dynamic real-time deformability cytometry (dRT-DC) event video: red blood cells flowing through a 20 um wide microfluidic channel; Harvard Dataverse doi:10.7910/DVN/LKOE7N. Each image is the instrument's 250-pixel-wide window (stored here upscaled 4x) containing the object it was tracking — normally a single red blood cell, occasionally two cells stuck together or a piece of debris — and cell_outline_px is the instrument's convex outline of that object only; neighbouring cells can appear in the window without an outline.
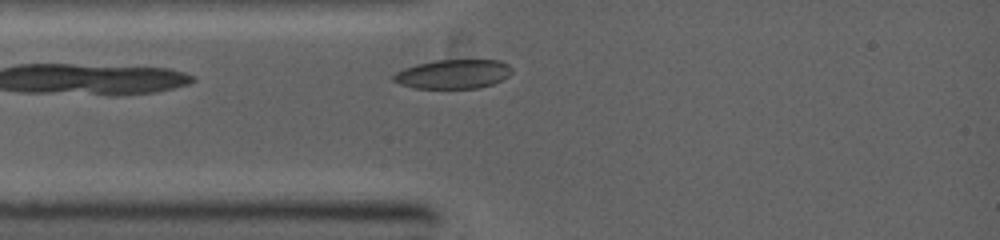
{"species": "common noctule bat (a hibernating species)", "species_latin": "Nyctalus noctula", "temperature_condition": "warm", "stored_images_in_passage": 15, "camera_frame_rate_fps": 5000, "um_per_image_px": 0.085, "animal": {"sex": "female", "body_mass_g": 19.0, "forearm_length_mm": 53.3}, "frame": {"image": 1, "passage_image": 5, "time_ms": 0.8, "image_size_px": [1000, 240], "cell_outline_px": [[512, 72], [508, 76], [492, 84], [476, 88], [416, 88], [400, 84], [392, 80], [392, 76], [396, 72], [404, 68], [416, 64], [436, 60], [500, 60], [508, 64], [512, 68]], "centroid_in_image_um": [38.51, 6.29], "position_along_channel_um": 46.5, "area_um2": 20.06}}
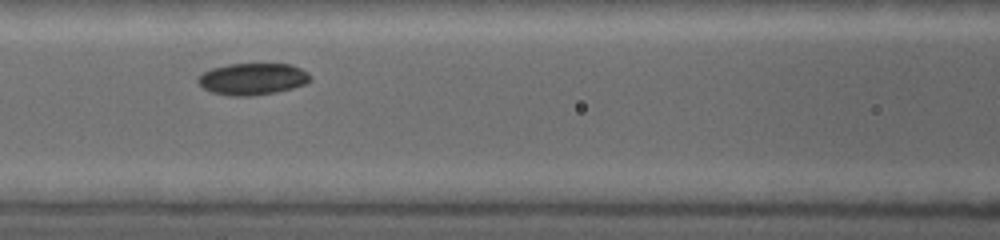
{"frame": {"image": 2, "passage_image": 11, "time_ms": 3.0, "image_size_px": [1000, 240], "cell_outline_px": [[312, 80], [308, 84], [276, 92], [248, 96], [228, 96], [212, 92], [204, 88], [196, 80], [204, 72], [212, 68], [228, 64], [288, 64], [300, 68], [308, 72], [312, 76]], "centroid_in_image_um": [21.51, 6.71], "position_along_channel_um": 145.1, "area_um2": 20.81}}
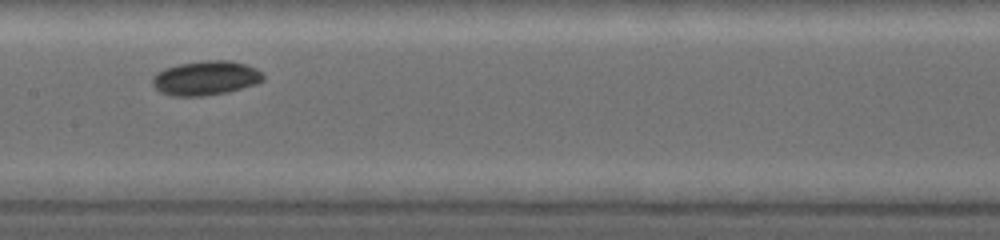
{"frame": {"image": 3, "passage_image": 14, "time_ms": 4.0, "image_size_px": [1000, 240], "cell_outline_px": [[264, 80], [256, 84], [228, 92], [204, 96], [172, 96], [160, 92], [152, 84], [152, 76], [156, 72], [164, 68], [180, 64], [204, 60], [228, 60], [248, 64], [264, 72]], "centroid_in_image_um": [17.51, 6.63], "position_along_channel_um": 189.9, "area_um2": 22.48}}